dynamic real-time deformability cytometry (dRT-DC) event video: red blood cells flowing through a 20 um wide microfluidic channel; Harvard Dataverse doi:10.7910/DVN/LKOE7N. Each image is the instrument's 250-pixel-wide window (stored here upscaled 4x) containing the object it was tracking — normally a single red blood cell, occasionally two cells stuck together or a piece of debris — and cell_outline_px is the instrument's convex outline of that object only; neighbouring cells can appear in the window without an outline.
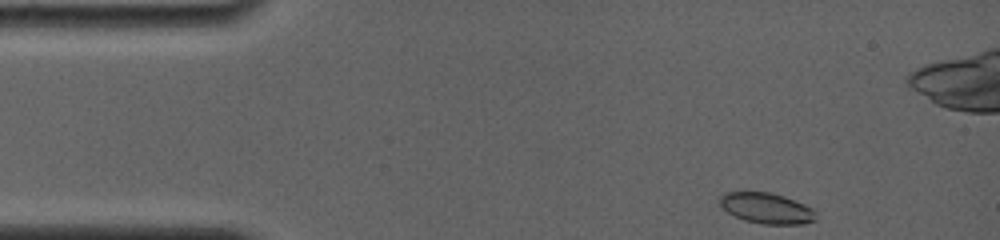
{"species": "common noctule bat (a hibernating species)", "species_latin": "Nyctalus noctula", "temperature_condition": "room temperature", "stored_images_in_passage": 11, "camera_frame_rate_fps": 4000, "um_per_image_px": 0.085, "animal": {"sex": "female", "body_mass_g": 19.0, "forearm_length_mm": 56.7}, "frame": {"image": 1, "passage_image": 1, "time_ms": 0.0, "image_size_px": [1000, 240], "cell_outline_px": [[816, 220], [804, 224], [760, 224], [744, 220], [728, 212], [720, 204], [720, 196], [724, 192], [768, 192], [784, 196], [804, 204], [812, 208], [816, 212]], "centroid_in_image_um": [65.18, 17.7], "position_along_channel_um": 19.8, "area_um2": 17.17}}
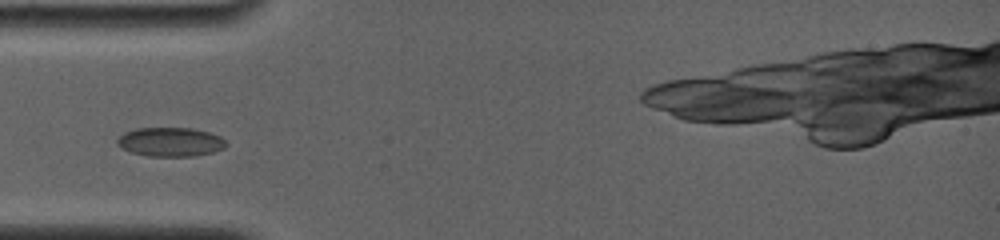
{"frame": {"image": 2, "passage_image": 11, "time_ms": 3.25, "image_size_px": [1000, 240], "cell_outline_px": [[228, 144], [224, 148], [212, 152], [196, 156], [148, 156], [132, 152], [116, 144], [116, 140], [124, 132], [136, 128], [192, 128], [208, 132], [220, 136]], "centroid_in_image_um": [14.49, 12.06], "position_along_channel_um": 70.5, "area_um2": 18.38}}